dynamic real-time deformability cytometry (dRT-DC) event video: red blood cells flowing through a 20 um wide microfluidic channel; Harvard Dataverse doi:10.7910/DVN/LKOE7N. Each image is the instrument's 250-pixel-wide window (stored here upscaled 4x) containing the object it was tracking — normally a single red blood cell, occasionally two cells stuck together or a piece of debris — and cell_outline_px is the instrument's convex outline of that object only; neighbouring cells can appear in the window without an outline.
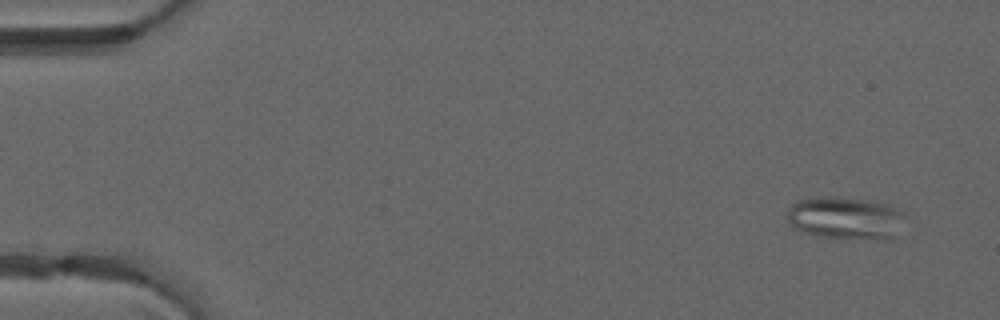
{"species": "common noctule bat (a hibernating species)", "species_latin": "Nyctalus noctula", "temperature_condition": "warm", "stored_images_in_passage": 50, "segment_of_instrument_passage": [1, 2], "camera_frame_rate_fps": 3000, "um_per_image_px": 0.085, "animal": {"sex": "male", "forearm_length_mm": 52.5}, "frame": {"image": 1, "passage_image": 3, "time_ms": 0.667, "image_size_px": [1000, 320], "cell_outline_px": [[900, 212], [896, 236], [888, 240], [884, 240], [816, 236], [792, 228], [788, 220], [788, 208], [796, 200], [816, 196], [824, 196], [864, 200], [884, 204]], "centroid_in_image_um": [71.73, 18.54], "position_along_channel_um": 13.3, "area_um2": 28.61}}